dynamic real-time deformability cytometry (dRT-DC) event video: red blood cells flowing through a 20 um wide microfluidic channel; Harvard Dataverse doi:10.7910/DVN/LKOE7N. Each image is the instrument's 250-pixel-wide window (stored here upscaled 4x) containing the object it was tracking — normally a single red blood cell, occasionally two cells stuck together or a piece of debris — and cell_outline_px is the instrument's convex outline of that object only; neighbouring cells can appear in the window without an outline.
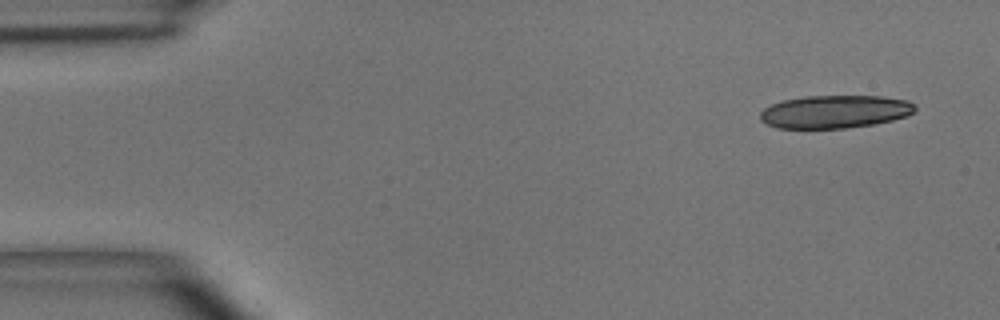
{"species": "common noctule bat (a hibernating species)", "species_latin": "Nyctalus noctula", "temperature_condition": "room temperature", "stored_images_in_passage": 15, "camera_frame_rate_fps": 3000, "um_per_image_px": 0.085, "animal": {"sex": "male", "body_mass_g": 15.6}, "frame": {"image": 1, "passage_image": 1, "time_ms": 0.0, "image_size_px": [1000, 320], "cell_outline_px": [[916, 108], [908, 116], [892, 120], [872, 124], [844, 128], [776, 128], [760, 120], [760, 112], [764, 108], [772, 104], [784, 100], [804, 96], [880, 96], [908, 100], [916, 104]], "centroid_in_image_um": [70.97, 9.49], "position_along_channel_um": 14.0, "area_um2": 29.71}}